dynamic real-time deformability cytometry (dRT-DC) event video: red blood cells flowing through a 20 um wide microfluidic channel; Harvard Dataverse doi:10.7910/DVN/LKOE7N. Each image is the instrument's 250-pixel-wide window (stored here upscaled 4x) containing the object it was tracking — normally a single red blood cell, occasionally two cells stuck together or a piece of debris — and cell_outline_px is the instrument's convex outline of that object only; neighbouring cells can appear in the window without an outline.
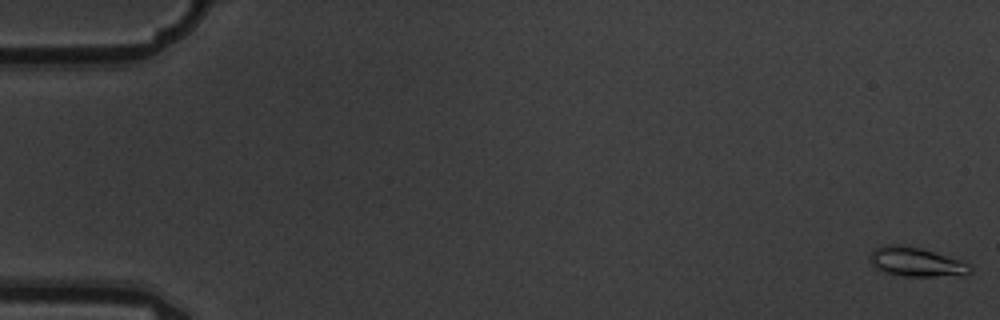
{"species": "common noctule bat (a hibernating species)", "species_latin": "Nyctalus noctula", "temperature_condition": "warm", "stored_images_in_passage": 8, "camera_frame_rate_fps": 3000, "um_per_image_px": 0.085, "animal": {"sex": "male", "body_mass_g": 19.5, "forearm_length_mm": 54.6}, "frame": {"image": 1, "passage_image": 1, "time_ms": 0.0, "image_size_px": [1000, 320], "cell_outline_px": [[972, 272], [964, 276], [904, 276], [880, 272], [872, 264], [868, 256], [876, 248], [888, 244], [896, 244], [920, 248], [964, 260], [972, 268]], "centroid_in_image_um": [77.91, 22.28], "position_along_channel_um": 7.1, "area_um2": 17.34}}
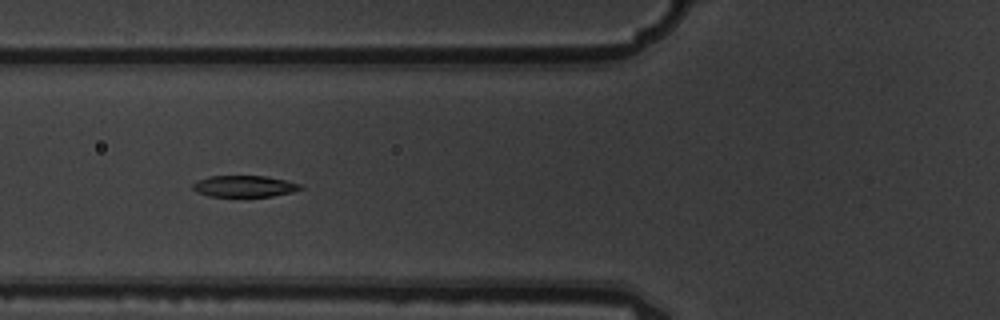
{"frame": {"image": 2, "passage_image": 7, "time_ms": 2.0, "image_size_px": [1000, 320], "cell_outline_px": [[304, 188], [292, 192], [272, 196], [208, 196], [196, 192], [192, 188], [192, 184], [196, 180], [208, 176], [264, 176], [284, 180], [300, 184]], "centroid_in_image_um": [20.72, 15.83], "position_along_channel_um": 105.1, "area_um2": 13.41}}
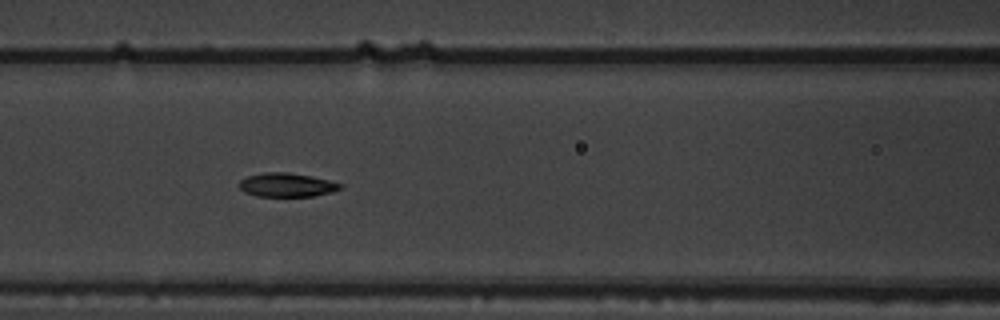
{"frame": {"image": 3, "passage_image": 8, "time_ms": 2.333, "image_size_px": [1000, 320], "cell_outline_px": [[344, 184], [340, 188], [332, 192], [312, 196], [256, 196], [244, 192], [240, 188], [240, 180], [248, 176], [264, 172], [288, 172], [328, 180]], "centroid_in_image_um": [24.36, 15.72], "position_along_channel_um": 142.2, "area_um2": 13.87}}